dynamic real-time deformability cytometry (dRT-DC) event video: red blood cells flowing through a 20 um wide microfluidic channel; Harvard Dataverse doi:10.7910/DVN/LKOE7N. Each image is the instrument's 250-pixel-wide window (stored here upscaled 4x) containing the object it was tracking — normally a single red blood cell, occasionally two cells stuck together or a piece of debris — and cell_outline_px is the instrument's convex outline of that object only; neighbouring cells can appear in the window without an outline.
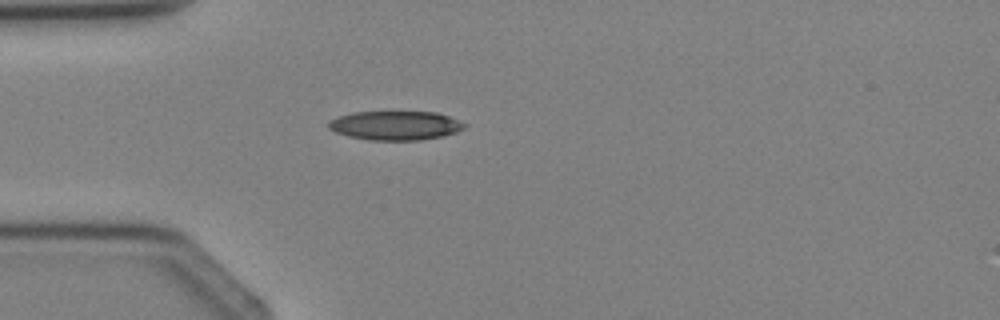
{"species": "Egyptian fruit bat (a non-hibernating species)", "species_latin": "Rousettus aegyptiacus", "temperature_condition": "cold", "stored_images_in_passage": 1, "camera_frame_rate_fps": 3000, "um_per_image_px": 0.085, "animal": {"sex": "female"}, "frame": {"image": 1, "passage_image": 1, "time_ms": 0.0, "image_size_px": [1000, 320], "cell_outline_px": [[468, 124], [464, 128], [456, 132], [444, 136], [420, 140], [368, 140], [348, 136], [336, 132], [328, 128], [328, 120], [352, 112], [436, 112], [448, 116]], "centroid_in_image_um": [33.61, 10.67], "position_along_channel_um": 51.4, "area_um2": 23.06}}